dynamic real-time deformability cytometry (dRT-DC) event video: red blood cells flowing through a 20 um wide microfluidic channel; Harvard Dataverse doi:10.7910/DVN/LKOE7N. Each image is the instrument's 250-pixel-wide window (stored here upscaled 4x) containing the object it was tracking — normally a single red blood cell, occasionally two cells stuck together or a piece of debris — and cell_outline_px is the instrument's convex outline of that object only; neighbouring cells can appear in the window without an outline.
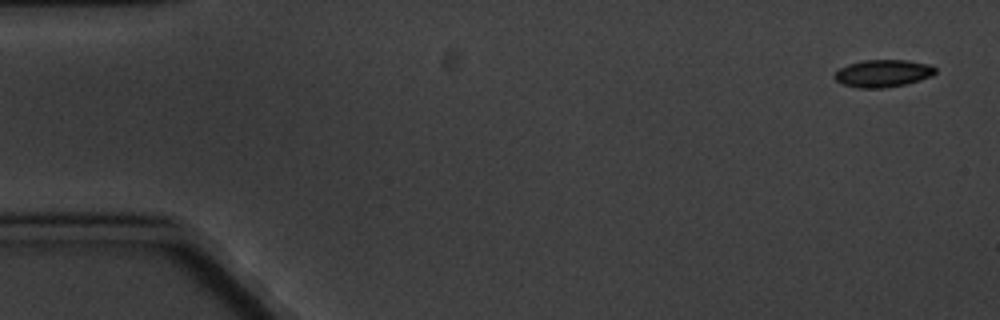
{"species": "common noctule bat (a hibernating species)", "species_latin": "Nyctalus noctula", "temperature_condition": "cold", "stored_images_in_passage": 2, "camera_frame_rate_fps": 3000, "um_per_image_px": 0.085, "animal": {"sex": "male", "body_mass_g": 20.1, "forearm_length_mm": 53.5}, "frame": {"image": 1, "passage_image": 1, "time_ms": 0.0, "image_size_px": [1000, 320], "cell_outline_px": [[936, 72], [932, 76], [908, 84], [884, 88], [856, 88], [844, 84], [836, 80], [832, 76], [840, 68], [848, 64], [864, 60], [908, 60], [932, 64], [936, 68]], "centroid_in_image_um": [75.09, 6.23], "position_along_channel_um": 9.9, "area_um2": 16.3}}